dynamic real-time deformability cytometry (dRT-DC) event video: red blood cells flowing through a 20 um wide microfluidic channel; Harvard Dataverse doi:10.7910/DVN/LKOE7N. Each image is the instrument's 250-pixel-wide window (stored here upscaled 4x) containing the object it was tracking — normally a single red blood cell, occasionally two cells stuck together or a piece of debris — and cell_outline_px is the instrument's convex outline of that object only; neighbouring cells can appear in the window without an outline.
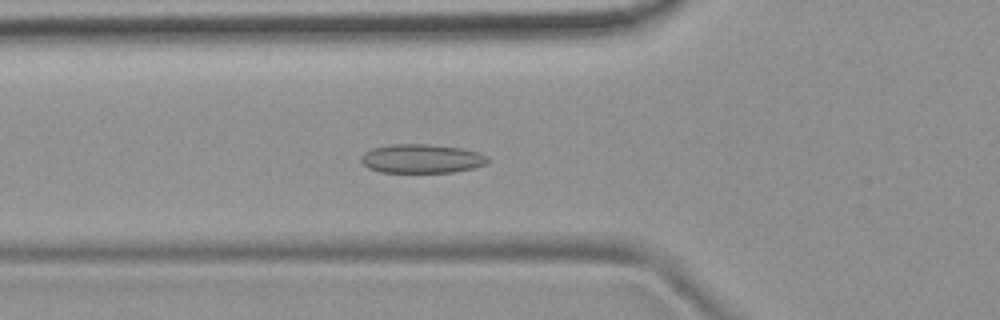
{"species": "common noctule bat (a hibernating species)", "species_latin": "Nyctalus noctula", "temperature_condition": "room temperature", "stored_images_in_passage": 52, "camera_frame_rate_fps": 3000, "um_per_image_px": 0.085, "animal": {"sex": "female", "body_mass_g": 19.9}, "frame": {"image": 1, "passage_image": 18, "time_ms": 5.667, "image_size_px": [1000, 320], "cell_outline_px": [[488, 160], [484, 164], [472, 168], [452, 172], [380, 172], [368, 168], [360, 160], [360, 156], [364, 152], [372, 148], [392, 144], [428, 144], [464, 148], [480, 152], [488, 156]], "centroid_in_image_um": [35.83, 13.47], "position_along_channel_um": 90.0, "area_um2": 21.44}}
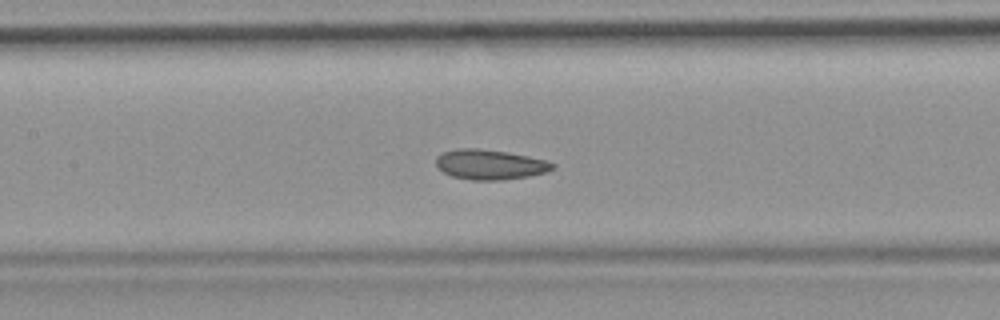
{"frame": {"image": 2, "passage_image": 24, "time_ms": 7.667, "image_size_px": [1000, 320], "cell_outline_px": [[556, 168], [548, 172], [528, 176], [500, 180], [472, 180], [452, 176], [444, 172], [436, 164], [436, 156], [440, 152], [456, 148], [476, 148], [504, 152], [528, 156], [544, 160], [556, 164]], "centroid_in_image_um": [41.64, 13.98], "position_along_channel_um": 165.8, "area_um2": 20.35}}
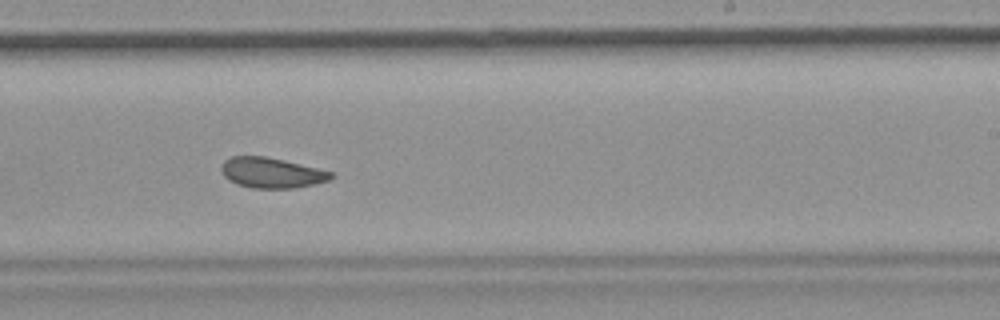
{"frame": {"image": 3, "passage_image": 32, "time_ms": 10.333, "image_size_px": [1000, 320], "cell_outline_px": [[336, 176], [328, 180], [312, 184], [292, 188], [252, 188], [236, 184], [228, 180], [224, 176], [220, 168], [220, 164], [224, 160], [232, 156], [264, 156], [284, 160], [332, 172]], "centroid_in_image_um": [23.03, 14.68], "position_along_channel_um": 266.0, "area_um2": 19.36}, "authors_computed_cell_mechanics": {"area_um2": 20.6057, "velocity_mm_per_s": 3.781, "shape_relaxation_time_tau1_ms": null, "shape_relaxation_time_tau2_ms": 2.0848, "deformation_change_tau1": null, "deformation_change_tau2": 0.0706}}